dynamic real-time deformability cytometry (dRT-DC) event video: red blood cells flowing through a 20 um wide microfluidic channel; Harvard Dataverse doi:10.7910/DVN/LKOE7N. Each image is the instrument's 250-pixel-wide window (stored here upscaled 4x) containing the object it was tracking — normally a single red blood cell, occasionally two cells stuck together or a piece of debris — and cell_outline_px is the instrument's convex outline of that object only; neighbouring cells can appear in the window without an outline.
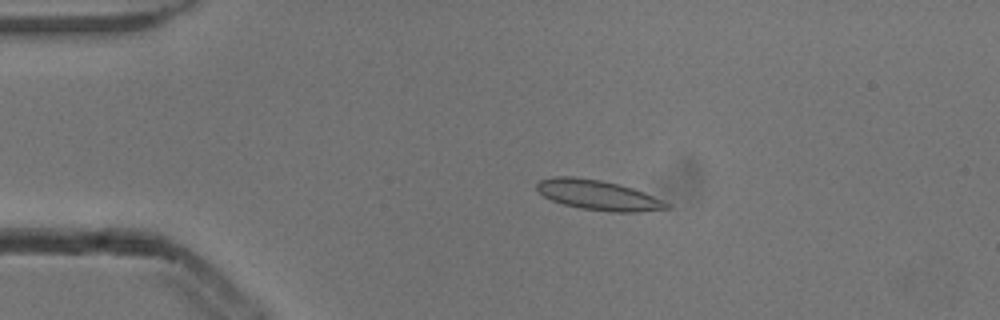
{"species": "common noctule bat (a hibernating species)", "species_latin": "Nyctalus noctula", "temperature_condition": "cold", "stored_images_in_passage": 4, "camera_frame_rate_fps": 3000, "um_per_image_px": 0.085, "animal": {"sex": "male", "body_mass_g": 13.3}, "frame": {"image": 1, "passage_image": 3, "time_ms": 0.667, "image_size_px": [1000, 320], "cell_outline_px": [[672, 208], [640, 212], [612, 212], [580, 208], [564, 204], [552, 200], [544, 196], [536, 188], [536, 184], [540, 180], [556, 176], [572, 176], [600, 180], [632, 188], [644, 192], [672, 204]], "centroid_in_image_um": [50.88, 16.59], "position_along_channel_um": 34.1, "area_um2": 22.6}}